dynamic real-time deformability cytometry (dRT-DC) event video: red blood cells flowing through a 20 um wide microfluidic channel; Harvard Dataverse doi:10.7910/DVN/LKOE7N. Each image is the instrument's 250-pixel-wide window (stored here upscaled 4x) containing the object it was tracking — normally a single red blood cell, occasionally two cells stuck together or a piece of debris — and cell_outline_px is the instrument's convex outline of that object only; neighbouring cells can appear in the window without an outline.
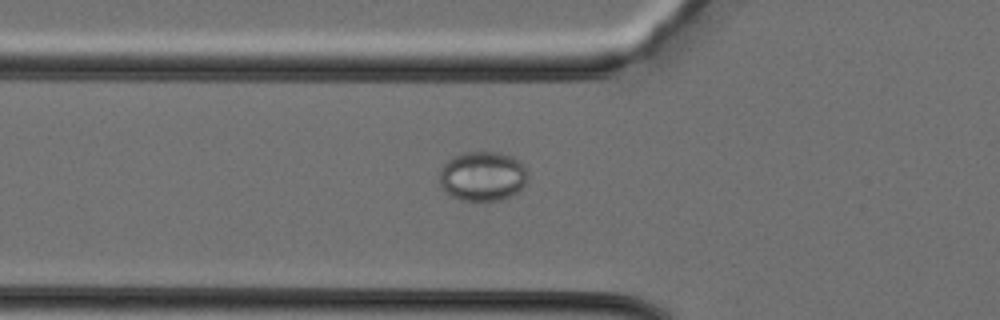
{"species": "Egyptian fruit bat (a non-hibernating species)", "species_latin": "Rousettus aegyptiacus", "temperature_condition": "cold", "stored_images_in_passage": 27, "camera_frame_rate_fps": 3000, "um_per_image_px": 0.085, "animal": {"sex": "female"}, "frame": {"image": 1, "passage_image": 2, "time_ms": 0.333, "image_size_px": [1000, 320], "cell_outline_px": [[528, 176], [524, 184], [516, 192], [500, 200], [460, 200], [448, 196], [440, 188], [440, 168], [452, 156], [464, 152], [496, 152], [512, 156], [524, 164], [528, 168]], "centroid_in_image_um": [40.99, 14.97], "position_along_channel_um": 84.8, "area_um2": 25.78}}
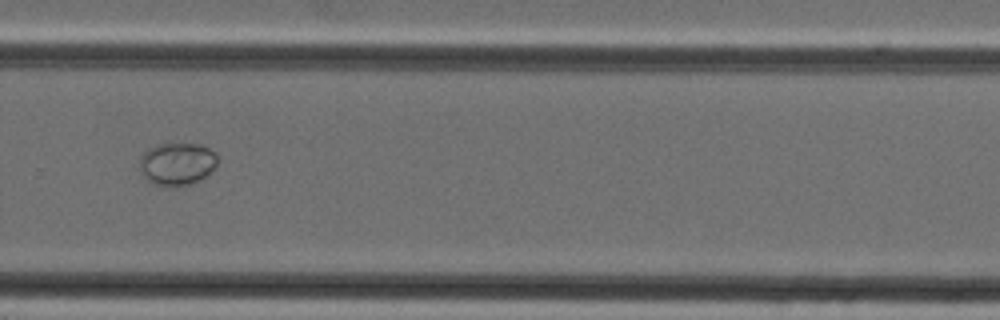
{"frame": {"image": 2, "passage_image": 15, "time_ms": 4.667, "image_size_px": [1000, 320], "cell_outline_px": [[216, 164], [200, 180], [192, 184], [176, 188], [164, 188], [152, 184], [140, 172], [140, 156], [148, 148], [156, 144], [196, 144], [208, 148], [216, 152]], "centroid_in_image_um": [15.0, 13.97], "position_along_channel_um": 314.8, "area_um2": 19.59}}
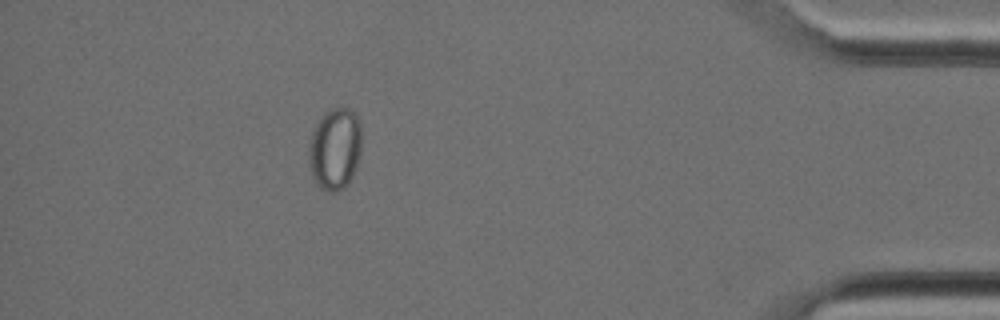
{"frame": {"image": 3, "passage_image": 23, "time_ms": 7.333, "image_size_px": [1000, 320], "cell_outline_px": [[360, 156], [356, 168], [348, 184], [344, 188], [336, 192], [332, 192], [320, 188], [316, 184], [312, 176], [308, 164], [308, 148], [312, 128], [324, 112], [332, 108], [348, 108], [356, 112], [360, 120]], "centroid_in_image_um": [28.45, 12.64], "position_along_channel_um": 406.8, "area_um2": 25.78}}